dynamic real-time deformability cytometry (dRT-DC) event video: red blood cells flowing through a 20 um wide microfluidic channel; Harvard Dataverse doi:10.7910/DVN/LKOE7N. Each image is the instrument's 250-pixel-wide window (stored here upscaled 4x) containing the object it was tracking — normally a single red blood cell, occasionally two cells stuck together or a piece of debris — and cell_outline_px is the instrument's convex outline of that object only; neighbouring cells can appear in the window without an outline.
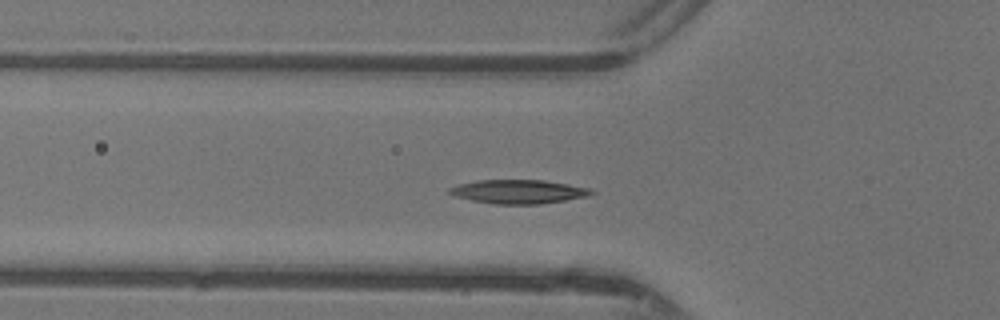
{"species": "common noctule bat (a hibernating species)", "species_latin": "Nyctalus noctula", "temperature_condition": "warm", "stored_images_in_passage": 44, "camera_frame_rate_fps": 3000, "um_per_image_px": 0.085, "animal": {"sex": "female"}, "frame": {"image": 1, "passage_image": 12, "time_ms": 3.667, "image_size_px": [1000, 320], "cell_outline_px": [[596, 192], [588, 196], [540, 204], [492, 204], [472, 200], [456, 196], [448, 192], [448, 188], [460, 184], [476, 180], [544, 180], [568, 184], [588, 188]], "centroid_in_image_um": [44.06, 16.29], "position_along_channel_um": 81.7, "area_um2": 19.59}}
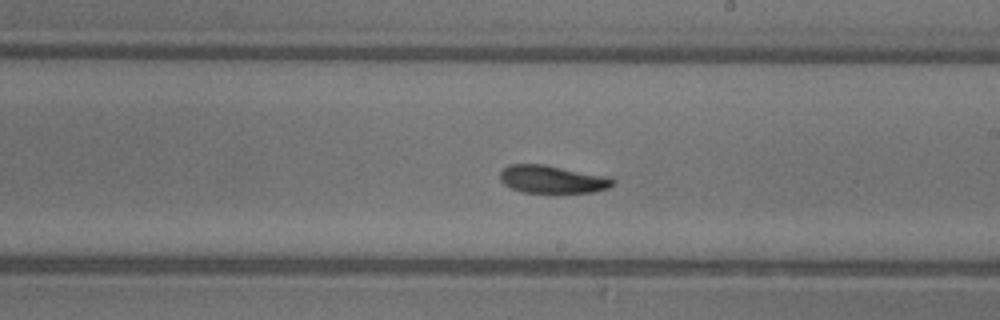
{"frame": {"image": 2, "passage_image": 23, "time_ms": 7.333, "image_size_px": [1000, 320], "cell_outline_px": [[616, 184], [608, 188], [592, 192], [524, 192], [512, 188], [504, 184], [500, 180], [500, 172], [508, 164], [544, 164], [608, 176], [616, 180]], "centroid_in_image_um": [46.97, 15.23], "position_along_channel_um": 242.0, "area_um2": 18.26}}
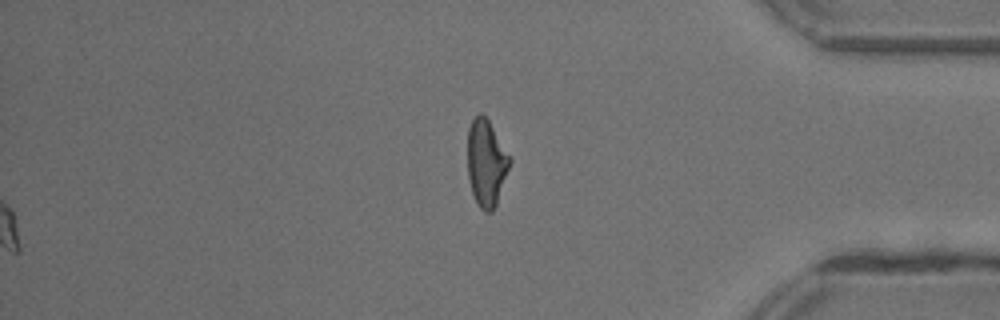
{"frame": {"image": 3, "passage_image": 44, "time_ms": 14.333, "image_size_px": [1000, 320], "cell_outline_px": [[512, 160], [496, 204], [492, 212], [484, 212], [480, 208], [472, 192], [468, 176], [468, 128], [472, 120], [480, 112], [488, 120], [512, 156]], "centroid_in_image_um": [41.35, 13.83], "position_along_channel_um": 393.8, "area_um2": 21.33}, "authors_computed_cell_mechanics": {"area_um2": 18.5827, "velocity_mm_per_s": 4.3575, "shape_relaxation_time_tau1_ms": 4.501, "shape_relaxation_time_tau2_ms": null, "deformation_change_tau1": 0.148, "deformation_change_tau2": null}}